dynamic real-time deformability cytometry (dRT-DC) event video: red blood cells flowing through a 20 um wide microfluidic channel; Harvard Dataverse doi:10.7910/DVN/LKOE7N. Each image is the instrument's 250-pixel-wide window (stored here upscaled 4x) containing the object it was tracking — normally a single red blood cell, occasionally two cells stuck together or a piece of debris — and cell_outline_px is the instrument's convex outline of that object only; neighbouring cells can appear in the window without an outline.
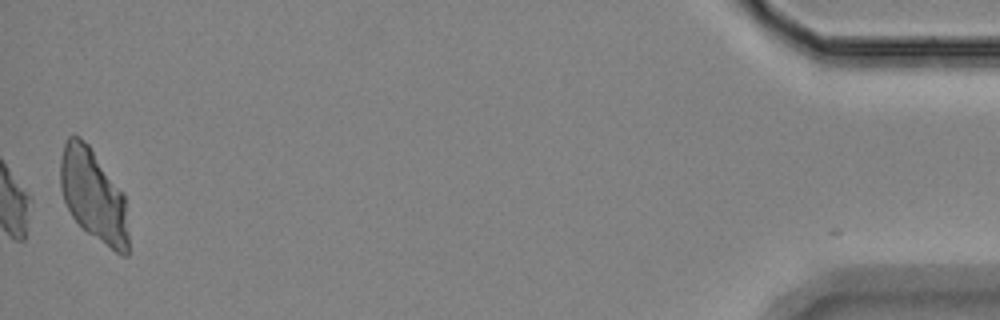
{"species": "Egyptian fruit bat (a non-hibernating species)", "species_latin": "Rousettus aegyptiacus", "temperature_condition": "room temperature", "stored_images_in_passage": 56, "camera_frame_rate_fps": 3000, "um_per_image_px": 0.085, "animal": {"sex": "female"}, "frame": {"image": 1, "passage_image": 56, "time_ms": 18.333, "image_size_px": [1000, 320], "cell_outline_px": [[128, 256], [120, 256], [88, 232], [72, 216], [64, 200], [60, 188], [60, 160], [64, 144], [68, 136], [80, 136], [88, 144], [124, 192], [128, 236]], "centroid_in_image_um": [7.95, 16.6], "position_along_channel_um": 427.3, "area_um2": 36.53}, "authors_computed_cell_mechanics": {"area_um2": 19.074, "velocity_mm_per_s": 3.5317, "shape_relaxation_time_tau1_ms": 6.1709, "shape_relaxation_time_tau2_ms": 3.142, "deformation_change_tau1": 0.1477, "deformation_change_tau2": 0.11}}